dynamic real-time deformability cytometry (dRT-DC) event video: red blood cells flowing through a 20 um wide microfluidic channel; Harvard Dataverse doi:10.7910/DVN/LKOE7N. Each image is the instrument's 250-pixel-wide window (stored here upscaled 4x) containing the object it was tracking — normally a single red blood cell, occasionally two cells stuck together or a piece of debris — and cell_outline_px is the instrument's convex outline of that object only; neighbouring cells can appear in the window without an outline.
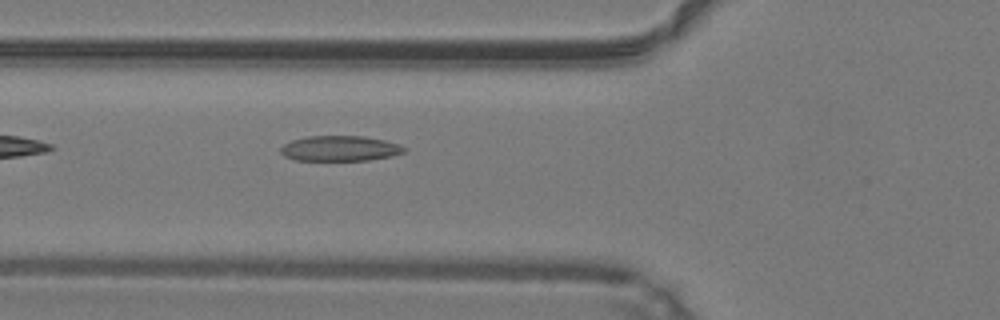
{"species": "common noctule bat (a hibernating species)", "species_latin": "Nyctalus noctula", "temperature_condition": "warm", "stored_images_in_passage": 33, "camera_frame_rate_fps": 3000, "um_per_image_px": 0.085, "animal": {"sex": "male", "body_mass_g": 19.2, "forearm_length_mm": 51.8}, "frame": {"image": 1, "passage_image": 4, "time_ms": 1.0, "image_size_px": [1000, 320], "cell_outline_px": [[408, 148], [404, 152], [392, 156], [368, 160], [296, 160], [284, 156], [280, 152], [280, 148], [284, 144], [292, 140], [308, 136], [364, 136], [384, 140], [400, 144]], "centroid_in_image_um": [28.92, 12.61], "position_along_channel_um": 96.9, "area_um2": 18.26}}
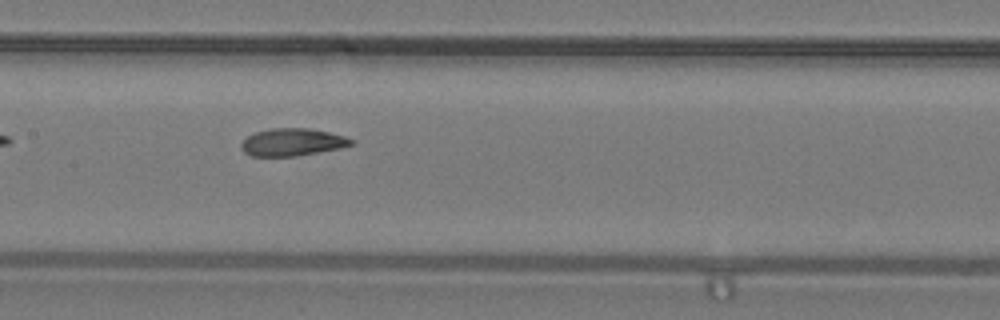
{"frame": {"image": 2, "passage_image": 10, "time_ms": 3.0, "image_size_px": [1000, 320], "cell_outline_px": [[356, 144], [340, 148], [296, 156], [252, 156], [244, 152], [240, 148], [240, 144], [248, 136], [256, 132], [268, 128], [308, 128], [328, 132], [344, 136], [356, 140]], "centroid_in_image_um": [24.87, 12.08], "position_along_channel_um": 182.5, "area_um2": 17.69}}
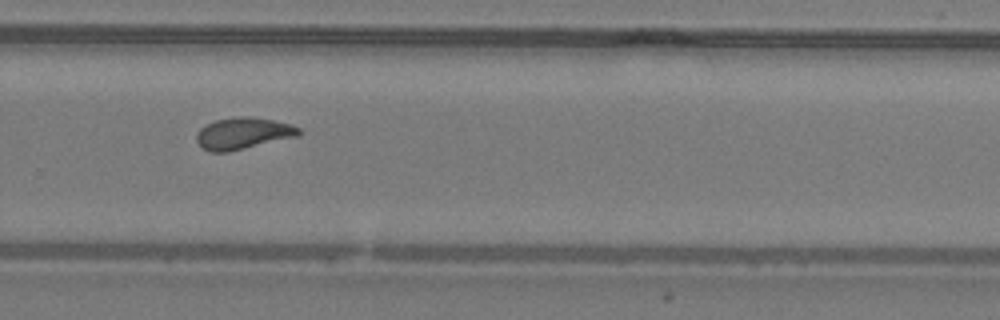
{"frame": {"image": 3, "passage_image": 19, "time_ms": 6.0, "image_size_px": [1000, 320], "cell_outline_px": [[300, 132], [296, 136], [228, 152], [212, 152], [204, 148], [196, 140], [196, 132], [204, 124], [216, 120], [240, 116], [248, 116], [272, 120], [288, 124], [300, 128]], "centroid_in_image_um": [20.6, 11.33], "position_along_channel_um": 309.2, "area_um2": 18.55}, "authors_computed_cell_mechanics": {"area_um2": 17.9758, "velocity_mm_per_s": 4.2504, "shape_relaxation_time_tau1_ms": 10.3778, "shape_relaxation_time_tau2_ms": 1.7627, "deformation_change_tau1": 0.2477, "deformation_change_tau2": 0.0845}}